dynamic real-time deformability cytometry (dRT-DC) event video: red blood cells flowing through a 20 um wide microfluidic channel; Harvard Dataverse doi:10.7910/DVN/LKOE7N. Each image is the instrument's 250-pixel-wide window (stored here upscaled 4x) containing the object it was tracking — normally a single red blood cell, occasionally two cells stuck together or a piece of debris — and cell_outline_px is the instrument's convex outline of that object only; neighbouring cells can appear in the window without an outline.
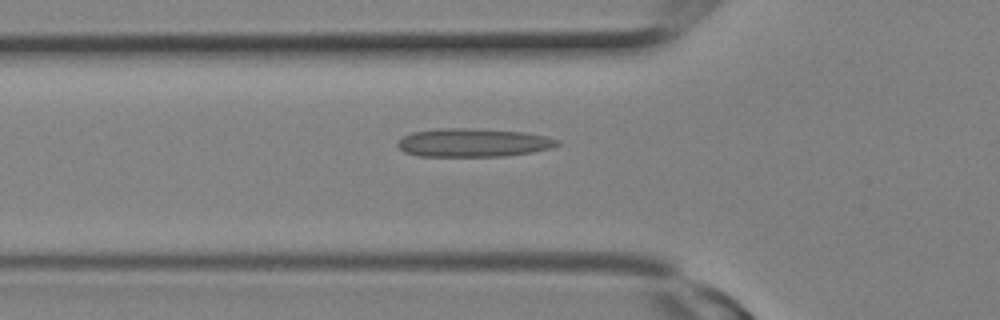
{"species": "Egyptian fruit bat (a non-hibernating species)", "species_latin": "Rousettus aegyptiacus", "temperature_condition": "room temperature", "stored_images_in_passage": 5, "camera_frame_rate_fps": 3000, "um_per_image_px": 0.085, "animal": {"sex": "female"}, "frame": {"image": 1, "passage_image": 3, "time_ms": 0.667, "image_size_px": [1000, 320], "cell_outline_px": [[560, 144], [552, 148], [532, 152], [504, 156], [420, 156], [404, 152], [396, 144], [404, 136], [412, 132], [440, 128], [472, 128], [524, 132], [544, 136], [560, 140]], "centroid_in_image_um": [40.23, 12.12], "position_along_channel_um": 85.6, "area_um2": 26.41}}
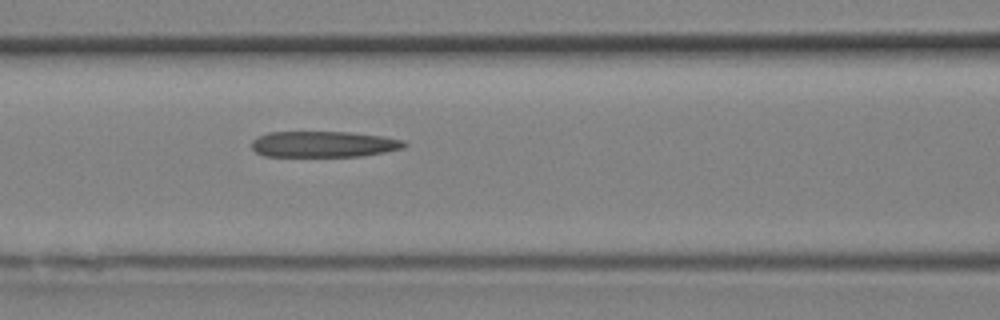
{"frame": {"image": 2, "passage_image": 5, "time_ms": 1.333, "image_size_px": [1000, 320], "cell_outline_px": [[408, 144], [404, 148], [364, 156], [264, 156], [256, 152], [252, 148], [252, 140], [256, 136], [268, 132], [348, 132], [380, 136], [404, 140]], "centroid_in_image_um": [27.49, 12.25], "position_along_channel_um": 139.1, "area_um2": 23.18}}